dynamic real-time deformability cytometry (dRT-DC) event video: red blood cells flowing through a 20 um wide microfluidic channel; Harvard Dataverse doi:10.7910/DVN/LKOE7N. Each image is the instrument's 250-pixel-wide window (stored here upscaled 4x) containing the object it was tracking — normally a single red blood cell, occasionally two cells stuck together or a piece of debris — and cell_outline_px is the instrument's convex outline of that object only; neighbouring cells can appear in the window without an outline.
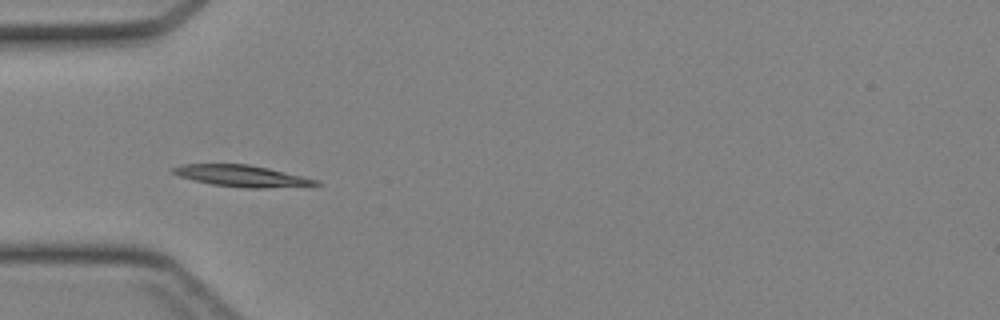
{"species": "Egyptian fruit bat (a non-hibernating species)", "species_latin": "Rousettus aegyptiacus", "temperature_condition": "cold", "stored_images_in_passage": 22, "camera_frame_rate_fps": 3000, "um_per_image_px": 0.085, "animal": {"sex": "female"}, "frame": {"image": 1, "passage_image": 1, "time_ms": 0.0, "image_size_px": [1000, 320], "cell_outline_px": [[324, 184], [264, 188], [248, 188], [212, 184], [192, 180], [180, 176], [172, 172], [168, 168], [180, 164], [248, 164], [268, 168], [320, 180]], "centroid_in_image_um": [20.52, 14.94], "position_along_channel_um": 64.5, "area_um2": 17.86}}
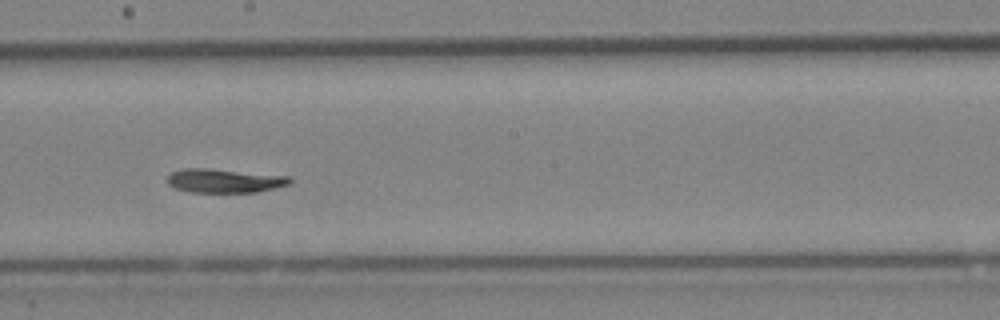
{"frame": {"image": 2, "passage_image": 12, "time_ms": 3.667, "image_size_px": [1000, 320], "cell_outline_px": [[292, 184], [256, 192], [192, 192], [176, 188], [168, 184], [164, 180], [172, 172], [184, 168], [208, 168], [288, 176], [292, 180]], "centroid_in_image_um": [19.06, 15.36], "position_along_channel_um": 229.1, "area_um2": 17.05}}
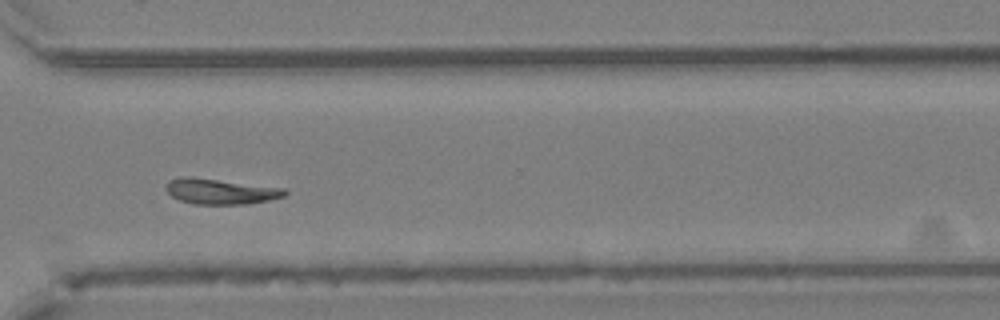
{"frame": {"image": 3, "passage_image": 20, "time_ms": 6.333, "image_size_px": [1000, 320], "cell_outline_px": [[288, 192], [284, 196], [268, 200], [248, 204], [192, 204], [180, 200], [172, 196], [164, 188], [168, 180], [184, 176], [188, 176], [284, 188]], "centroid_in_image_um": [18.71, 16.27], "position_along_channel_um": 351.9, "area_um2": 17.57}}